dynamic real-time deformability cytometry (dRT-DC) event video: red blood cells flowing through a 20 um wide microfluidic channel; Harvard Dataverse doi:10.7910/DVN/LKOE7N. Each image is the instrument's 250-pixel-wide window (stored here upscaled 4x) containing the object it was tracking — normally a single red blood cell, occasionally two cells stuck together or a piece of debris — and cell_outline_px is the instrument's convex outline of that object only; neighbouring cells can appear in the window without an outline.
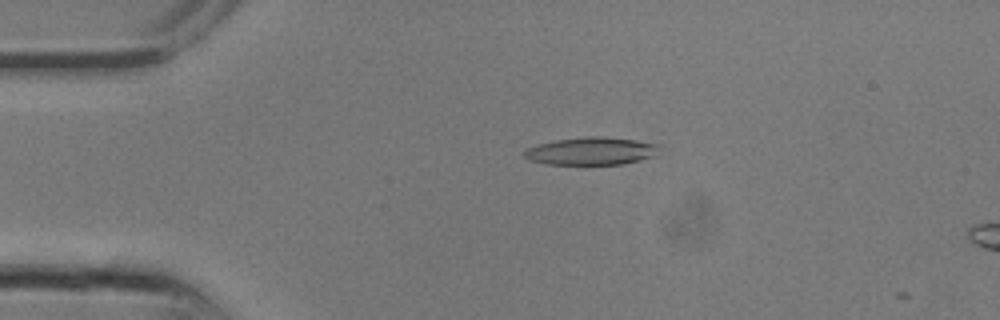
{"species": "common noctule bat (a hibernating species)", "species_latin": "Nyctalus noctula", "temperature_condition": "room temperature", "stored_images_in_passage": 7, "camera_frame_rate_fps": 3000, "um_per_image_px": 0.085, "animal": {"sex": "male", "body_mass_g": 13.3}, "frame": {"image": 1, "passage_image": 6, "time_ms": 1.667, "image_size_px": [1000, 320], "cell_outline_px": [[664, 144], [652, 156], [640, 160], [624, 164], [544, 164], [528, 160], [524, 156], [524, 152], [528, 148], [536, 144], [556, 140], [588, 136], [604, 136], [636, 140]], "centroid_in_image_um": [50.28, 12.83], "position_along_channel_um": 34.7, "area_um2": 21.96}}